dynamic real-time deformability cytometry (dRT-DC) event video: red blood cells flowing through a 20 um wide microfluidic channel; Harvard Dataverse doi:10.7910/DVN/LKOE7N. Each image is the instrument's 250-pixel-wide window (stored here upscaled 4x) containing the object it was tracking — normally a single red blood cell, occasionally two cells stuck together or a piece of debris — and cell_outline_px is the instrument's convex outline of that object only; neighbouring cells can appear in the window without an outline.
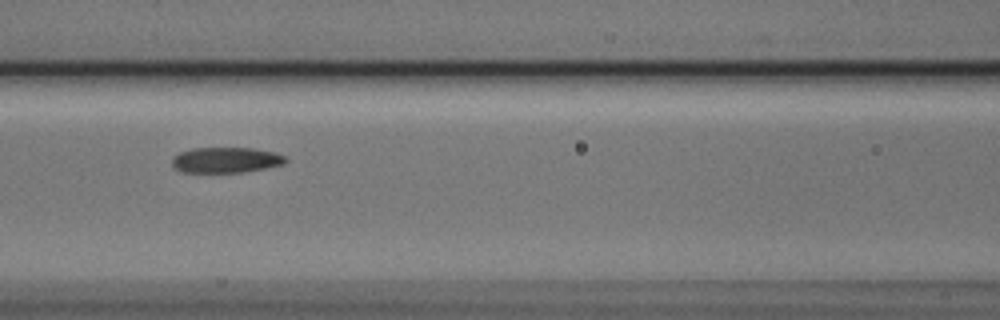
{"species": "Egyptian fruit bat (a non-hibernating species)", "species_latin": "Rousettus aegyptiacus", "temperature_condition": "cold", "stored_images_in_passage": 5, "camera_frame_rate_fps": 3000, "um_per_image_px": 0.085, "animal": {"sex": "male"}, "frame": {"image": 1, "passage_image": 3, "time_ms": 0.667, "image_size_px": [1000, 320], "cell_outline_px": [[288, 160], [284, 164], [244, 172], [180, 172], [172, 164], [172, 156], [180, 152], [192, 148], [252, 148], [276, 152], [284, 156]], "centroid_in_image_um": [19.2, 13.59], "position_along_channel_um": 147.4, "area_um2": 16.94}}
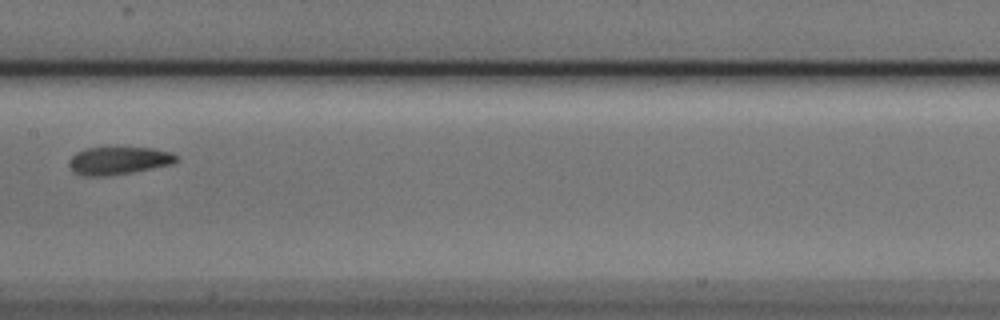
{"frame": {"image": 2, "passage_image": 4, "time_ms": 1.0, "image_size_px": [1000, 320], "cell_outline_px": [[180, 160], [172, 164], [132, 172], [108, 176], [84, 176], [72, 172], [68, 164], [68, 160], [76, 152], [88, 148], [152, 148], [172, 152], [180, 156]], "centroid_in_image_um": [10.09, 13.66], "position_along_channel_um": 197.3, "area_um2": 17.51}}
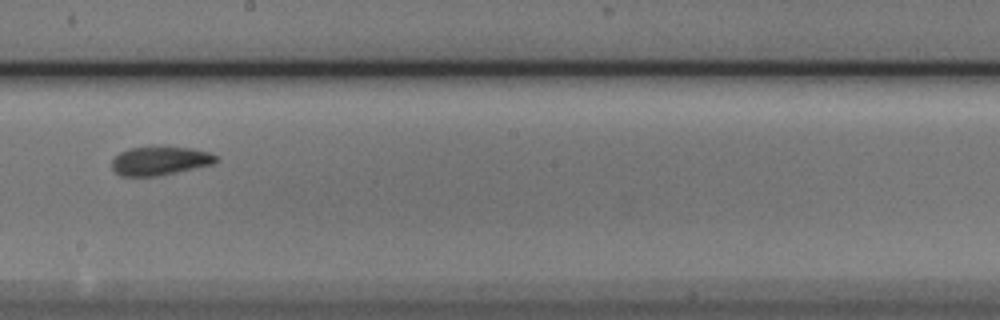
{"frame": {"image": 3, "passage_image": 5, "time_ms": 1.333, "image_size_px": [1000, 320], "cell_outline_px": [[220, 160], [212, 164], [176, 172], [156, 176], [120, 176], [112, 168], [112, 160], [120, 152], [128, 148], [156, 144], [160, 144], [192, 148], [208, 152], [216, 156]], "centroid_in_image_um": [13.58, 13.62], "position_along_channel_um": 234.6, "area_um2": 17.98}}